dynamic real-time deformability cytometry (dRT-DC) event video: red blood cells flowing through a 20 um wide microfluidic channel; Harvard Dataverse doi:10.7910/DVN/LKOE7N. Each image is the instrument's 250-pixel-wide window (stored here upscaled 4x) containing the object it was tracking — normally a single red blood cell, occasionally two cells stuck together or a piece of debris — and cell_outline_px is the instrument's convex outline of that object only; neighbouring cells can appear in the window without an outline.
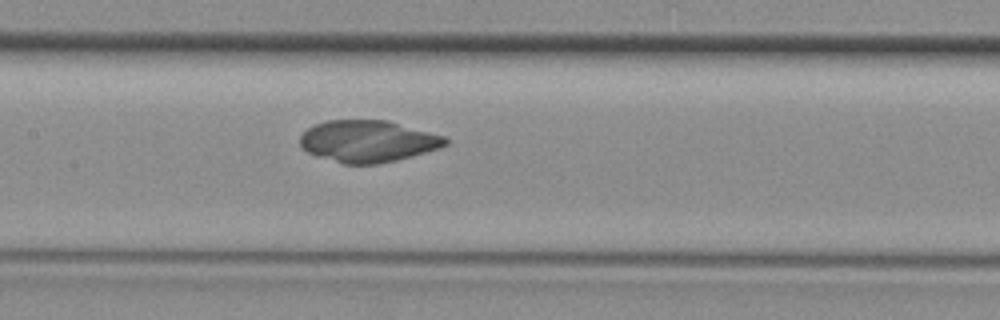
{"species": "common noctule bat (a hibernating species)", "species_latin": "Nyctalus noctula", "temperature_condition": "room temperature", "stored_images_in_passage": 28, "camera_frame_rate_fps": 3000, "um_per_image_px": 0.085, "animal": {"sex": "female", "body_mass_g": 29.2, "forearm_length_mm": 56.3}, "frame": {"image": 1, "passage_image": 12, "time_ms": 3.667, "image_size_px": [1000, 320], "cell_outline_px": [[448, 144], [440, 148], [412, 156], [396, 160], [376, 164], [344, 164], [316, 156], [308, 152], [300, 144], [300, 136], [308, 128], [324, 120], [388, 120], [448, 136]], "centroid_in_image_um": [31.32, 12.0], "position_along_channel_um": 176.1, "area_um2": 35.66}}
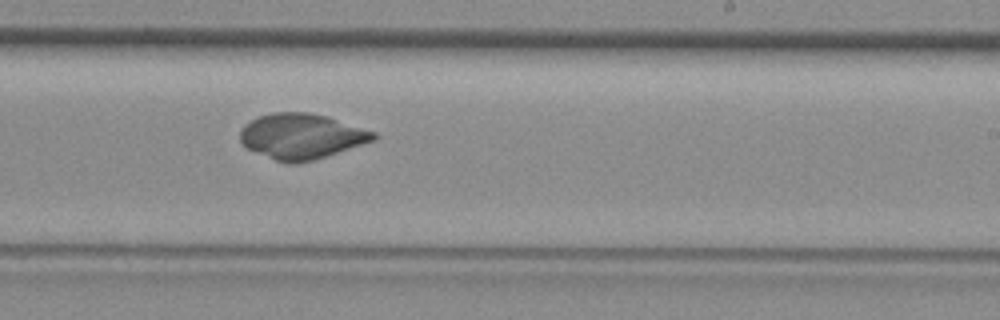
{"frame": {"image": 2, "passage_image": 17, "time_ms": 5.333, "image_size_px": [1000, 320], "cell_outline_px": [[376, 140], [312, 160], [296, 164], [288, 164], [276, 160], [248, 148], [240, 140], [240, 128], [244, 124], [260, 116], [272, 112], [308, 112], [328, 116], [376, 132]], "centroid_in_image_um": [25.63, 11.57], "position_along_channel_um": 263.4, "area_um2": 35.08}}
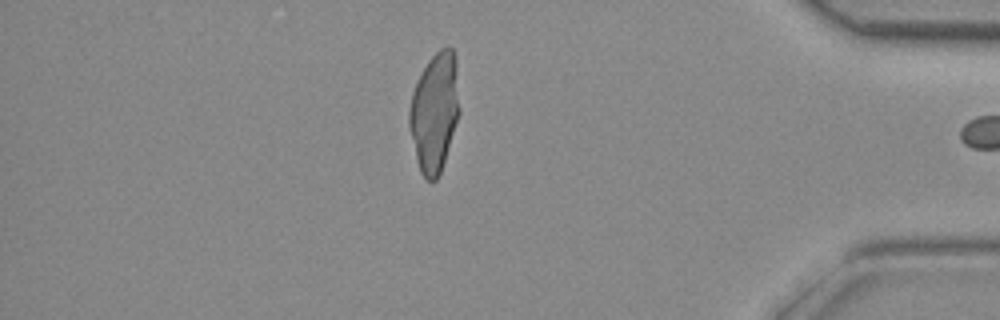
{"frame": {"image": 3, "passage_image": 27, "time_ms": 8.667, "image_size_px": [1000, 320], "cell_outline_px": [[460, 112], [440, 172], [436, 180], [428, 180], [420, 172], [416, 160], [408, 128], [408, 108], [412, 92], [428, 60], [440, 48], [452, 48], [456, 56], [460, 108]], "centroid_in_image_um": [36.93, 9.52], "position_along_channel_um": 398.3, "area_um2": 34.91}}